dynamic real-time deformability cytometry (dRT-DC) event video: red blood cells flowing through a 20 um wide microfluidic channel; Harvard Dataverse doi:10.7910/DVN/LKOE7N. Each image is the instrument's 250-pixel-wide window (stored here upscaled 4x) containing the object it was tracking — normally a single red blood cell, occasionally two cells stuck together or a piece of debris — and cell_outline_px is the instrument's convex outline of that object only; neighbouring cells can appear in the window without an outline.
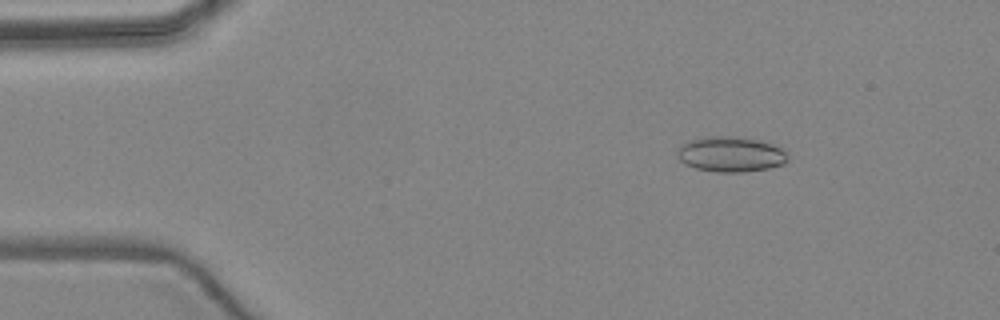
{"species": "common noctule bat (a hibernating species)", "species_latin": "Nyctalus noctula", "temperature_condition": "warm", "stored_images_in_passage": 3, "camera_frame_rate_fps": 3000, "um_per_image_px": 0.085, "animal": {"sex": "female", "body_mass_g": 24.6, "forearm_length_mm": 56.2}, "frame": {"image": 1, "passage_image": 2, "time_ms": 1.0, "image_size_px": [1000, 320], "cell_outline_px": [[788, 160], [784, 164], [768, 168], [744, 172], [716, 172], [696, 168], [684, 164], [676, 156], [676, 152], [688, 140], [712, 136], [720, 136], [756, 140], [772, 144], [780, 148], [788, 156]], "centroid_in_image_um": [62.08, 13.13], "position_along_channel_um": 22.9, "area_um2": 22.37}}